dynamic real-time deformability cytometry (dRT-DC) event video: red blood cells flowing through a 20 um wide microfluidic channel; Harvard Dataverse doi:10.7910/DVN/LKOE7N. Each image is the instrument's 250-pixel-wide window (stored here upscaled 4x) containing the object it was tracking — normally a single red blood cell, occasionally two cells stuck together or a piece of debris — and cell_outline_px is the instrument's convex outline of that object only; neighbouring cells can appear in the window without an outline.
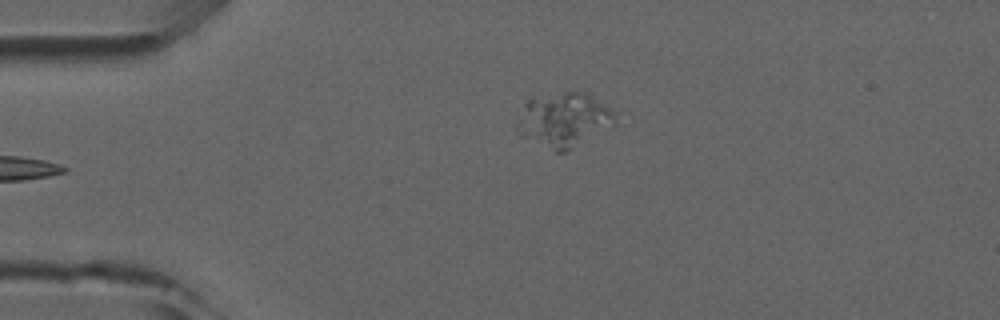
{"species": "common noctule bat (a hibernating species)", "species_latin": "Nyctalus noctula", "temperature_condition": "room temperature", "stored_images_in_passage": 5, "camera_frame_rate_fps": 3000, "um_per_image_px": 0.085, "animal": {"sex": "male", "forearm_length_mm": 52.5}, "frame": {"image": 1, "passage_image": 5, "time_ms": 4.667, "image_size_px": [1000, 320], "cell_outline_px": [[620, 124], [564, 152], [556, 152], [536, 136], [524, 104], [528, 100], [564, 92], [588, 92], [620, 112]], "centroid_in_image_um": [48.46, 10.1], "position_along_channel_um": 36.5, "area_um2": 28.38}}